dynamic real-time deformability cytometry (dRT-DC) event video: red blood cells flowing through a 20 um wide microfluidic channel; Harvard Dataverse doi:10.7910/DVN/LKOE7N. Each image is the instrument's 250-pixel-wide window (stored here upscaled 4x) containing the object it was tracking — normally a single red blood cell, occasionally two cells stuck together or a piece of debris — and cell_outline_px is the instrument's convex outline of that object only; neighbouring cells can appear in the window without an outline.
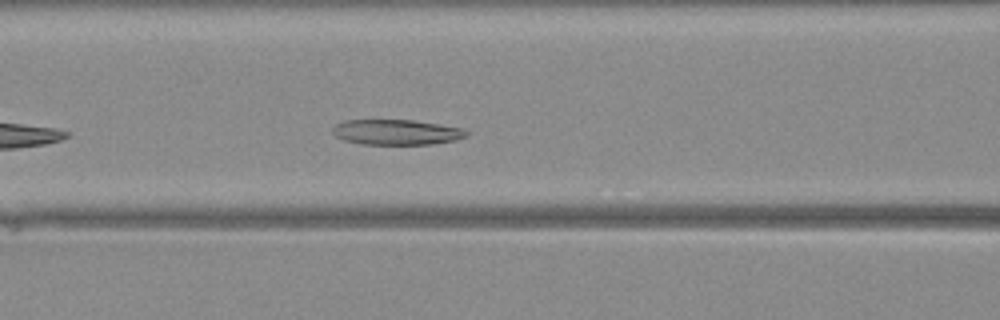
{"species": "Egyptian fruit bat (a non-hibernating species)", "species_latin": "Rousettus aegyptiacus", "temperature_condition": "warm", "stored_images_in_passage": 26, "camera_frame_rate_fps": 3000, "um_per_image_px": 0.085, "animal": {"sex": "female"}, "frame": {"image": 1, "passage_image": 7, "time_ms": 2.0, "image_size_px": [1000, 320], "cell_outline_px": [[468, 136], [456, 140], [432, 144], [360, 144], [344, 140], [336, 136], [332, 132], [332, 128], [336, 124], [344, 120], [412, 120], [440, 124], [464, 128], [468, 132]], "centroid_in_image_um": [33.72, 11.23], "position_along_channel_um": 132.9, "area_um2": 19.83}}
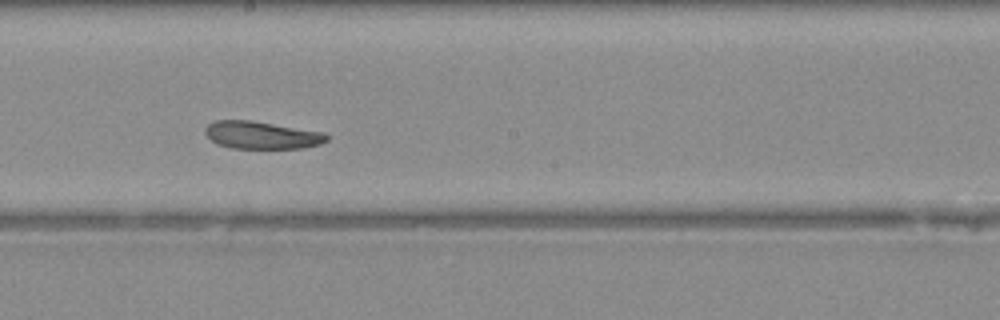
{"frame": {"image": 2, "passage_image": 13, "time_ms": 4.0, "image_size_px": [1000, 320], "cell_outline_px": [[328, 140], [320, 144], [300, 148], [232, 148], [220, 144], [212, 140], [204, 132], [204, 128], [208, 124], [216, 120], [252, 120], [324, 132], [328, 136]], "centroid_in_image_um": [22.25, 11.47], "position_along_channel_um": 225.9, "area_um2": 19.42}}
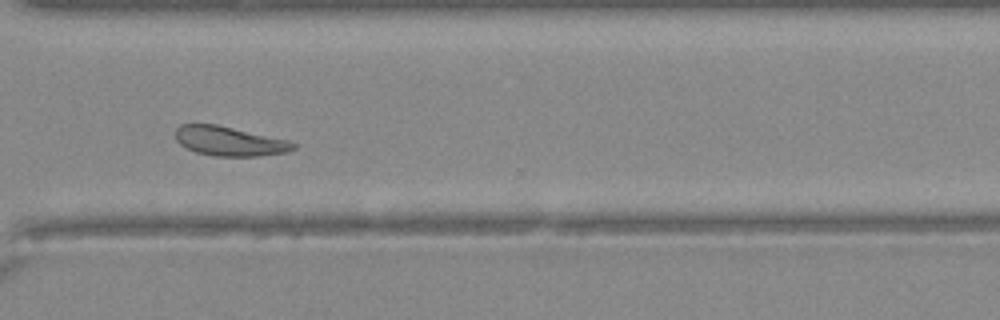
{"frame": {"image": 3, "passage_image": 21, "time_ms": 6.667, "image_size_px": [1000, 320], "cell_outline_px": [[296, 148], [288, 152], [260, 156], [216, 156], [196, 152], [180, 144], [176, 140], [176, 128], [180, 124], [216, 124], [288, 140], [296, 144]], "centroid_in_image_um": [19.51, 12.0], "position_along_channel_um": 351.1, "area_um2": 20.11}}